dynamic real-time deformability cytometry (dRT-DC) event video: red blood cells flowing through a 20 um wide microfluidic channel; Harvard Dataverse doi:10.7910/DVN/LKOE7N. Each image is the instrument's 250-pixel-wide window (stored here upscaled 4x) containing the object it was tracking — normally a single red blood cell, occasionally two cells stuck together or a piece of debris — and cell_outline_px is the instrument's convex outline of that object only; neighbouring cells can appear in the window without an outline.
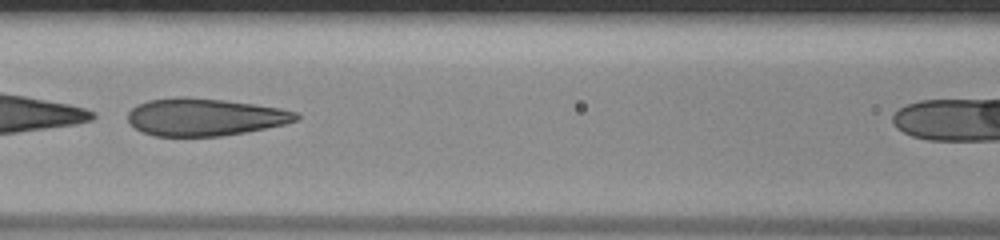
{"species": "human", "species_latin": "Homo sapiens", "temperature_condition": "room temperature", "stored_images_in_passage": 30, "camera_frame_rate_fps": 3000, "um_per_image_px": 0.085, "donor": {"sex": "male"}, "frame": {"image": 1, "passage_image": 9, "time_ms": 2.667, "image_size_px": [1000, 240], "cell_outline_px": [[300, 116], [296, 120], [284, 124], [244, 132], [220, 136], [156, 136], [140, 132], [128, 120], [128, 112], [136, 104], [148, 100], [180, 96], [184, 96], [224, 100], [280, 108], [300, 112]], "centroid_in_image_um": [17.38, 9.94], "position_along_channel_um": 149.2, "area_um2": 36.7}}